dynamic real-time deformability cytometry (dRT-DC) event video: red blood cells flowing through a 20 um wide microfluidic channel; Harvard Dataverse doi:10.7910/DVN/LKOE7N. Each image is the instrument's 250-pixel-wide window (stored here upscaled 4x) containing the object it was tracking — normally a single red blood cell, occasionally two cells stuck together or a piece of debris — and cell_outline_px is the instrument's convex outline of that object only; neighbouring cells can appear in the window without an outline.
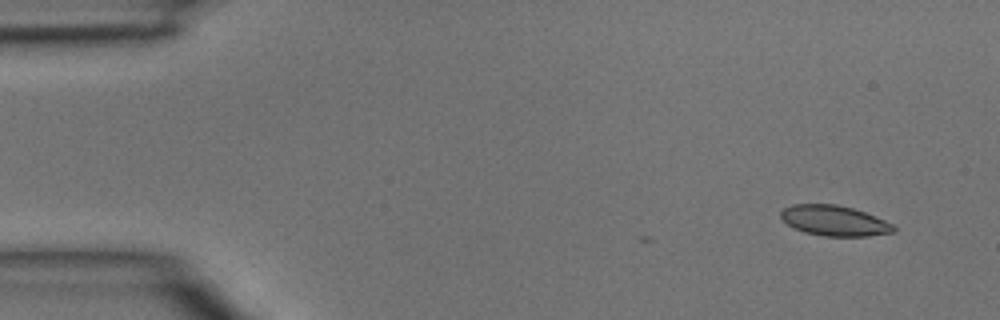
{"species": "common noctule bat (a hibernating species)", "species_latin": "Nyctalus noctula", "temperature_condition": "room temperature", "stored_images_in_passage": 4, "camera_frame_rate_fps": 3000, "um_per_image_px": 0.085, "animal": {"sex": "male", "body_mass_g": 15.6}, "frame": {"image": 1, "passage_image": 1, "time_ms": 0.0, "image_size_px": [1000, 320], "cell_outline_px": [[896, 232], [868, 236], [824, 236], [804, 232], [788, 224], [780, 216], [780, 212], [784, 208], [792, 204], [836, 204], [852, 208], [876, 216], [892, 224], [896, 228]], "centroid_in_image_um": [70.94, 18.76], "position_along_channel_um": 14.1, "area_um2": 19.88}}
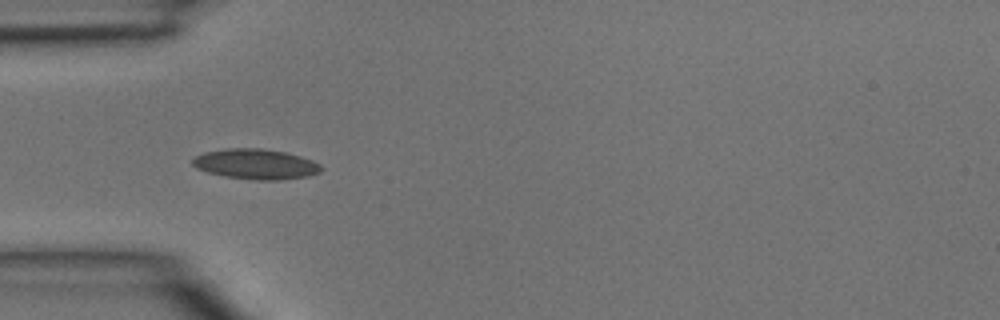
{"frame": {"image": 2, "passage_image": 4, "time_ms": 1.0, "image_size_px": [1000, 320], "cell_outline_px": [[324, 168], [320, 172], [308, 176], [280, 180], [256, 180], [224, 176], [208, 172], [196, 168], [192, 164], [192, 160], [196, 156], [204, 152], [224, 148], [260, 148], [284, 152], [300, 156], [312, 160], [320, 164]], "centroid_in_image_um": [21.75, 13.95], "position_along_channel_um": 63.3, "area_um2": 22.72}}